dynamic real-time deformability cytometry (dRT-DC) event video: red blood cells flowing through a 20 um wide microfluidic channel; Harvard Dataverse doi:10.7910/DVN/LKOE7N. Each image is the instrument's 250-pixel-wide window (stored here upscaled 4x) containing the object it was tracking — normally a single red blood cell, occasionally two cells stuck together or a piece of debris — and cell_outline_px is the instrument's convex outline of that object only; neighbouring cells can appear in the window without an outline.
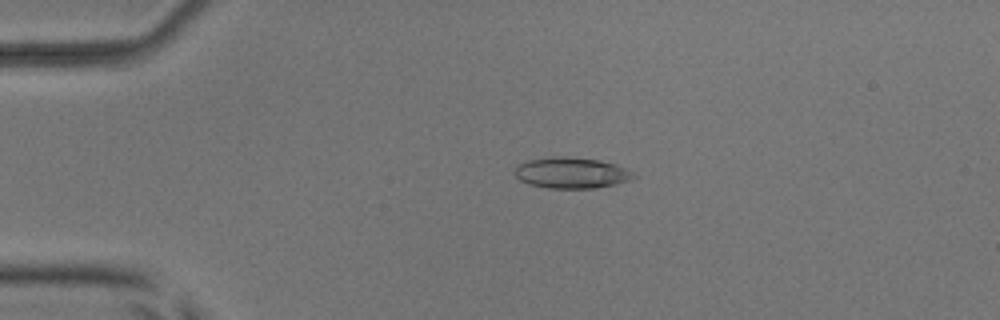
{"species": "common noctule bat (a hibernating species)", "species_latin": "Nyctalus noctula", "temperature_condition": "room temperature", "stored_images_in_passage": 4, "camera_frame_rate_fps": 3000, "um_per_image_px": 0.085, "animal": {"sex": "male", "body_mass_g": 17.9, "forearm_length_mm": 54.2}, "frame": {"image": 1, "passage_image": 3, "time_ms": 0.667, "image_size_px": [1000, 320], "cell_outline_px": [[636, 176], [628, 180], [616, 184], [592, 188], [548, 188], [528, 184], [520, 180], [512, 172], [524, 160], [552, 156], [568, 156], [600, 160], [616, 164], [632, 172]], "centroid_in_image_um": [48.52, 14.68], "position_along_channel_um": 36.5, "area_um2": 21.56}}